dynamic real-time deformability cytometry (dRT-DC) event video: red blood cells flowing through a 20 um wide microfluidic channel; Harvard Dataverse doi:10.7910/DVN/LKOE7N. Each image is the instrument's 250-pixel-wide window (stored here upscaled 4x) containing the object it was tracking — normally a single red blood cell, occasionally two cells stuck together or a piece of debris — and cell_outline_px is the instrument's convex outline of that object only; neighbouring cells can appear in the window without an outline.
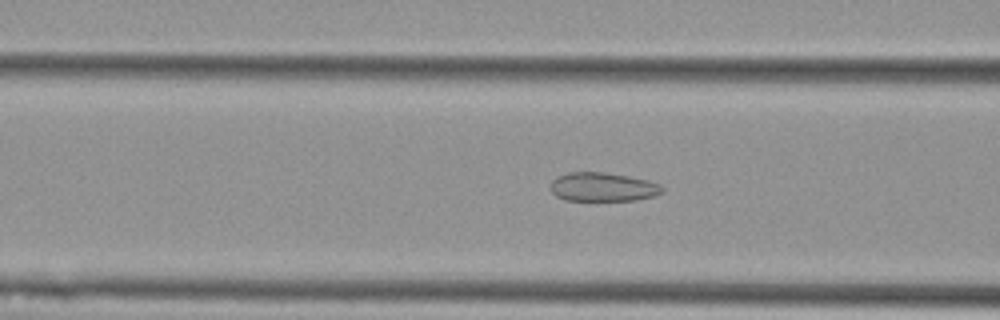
{"species": "Egyptian fruit bat (a non-hibernating species)", "species_latin": "Rousettus aegyptiacus", "temperature_condition": "cold", "stored_images_in_passage": 40, "camera_frame_rate_fps": 3000, "um_per_image_px": 0.085, "animal": {"sex": "female"}, "frame": {"image": 1, "passage_image": 7, "time_ms": 2.0, "image_size_px": [1000, 320], "cell_outline_px": [[664, 192], [656, 196], [636, 200], [564, 200], [556, 196], [552, 192], [552, 180], [556, 176], [568, 172], [604, 172], [628, 176], [648, 180], [660, 184], [664, 188]], "centroid_in_image_um": [51.27, 15.89], "position_along_channel_um": 115.3, "area_um2": 18.9}}
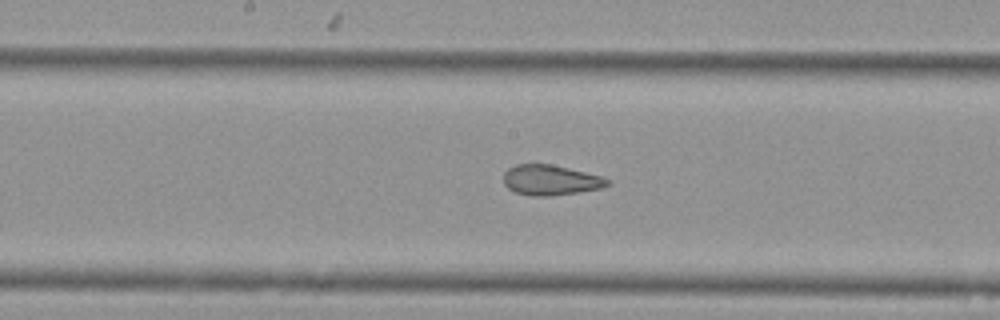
{"frame": {"image": 2, "passage_image": 14, "time_ms": 4.333, "image_size_px": [1000, 320], "cell_outline_px": [[608, 184], [600, 188], [552, 196], [532, 196], [516, 192], [508, 188], [504, 184], [504, 172], [508, 168], [516, 164], [552, 164], [600, 176], [608, 180]], "centroid_in_image_um": [46.73, 15.3], "position_along_channel_um": 201.5, "area_um2": 18.03}}
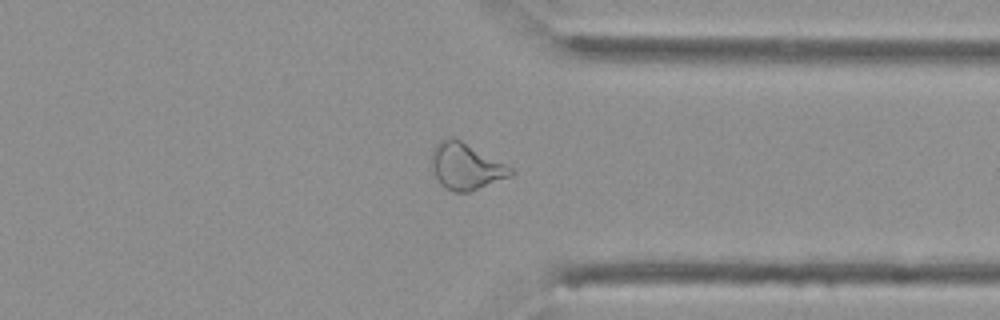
{"frame": {"image": 3, "passage_image": 28, "time_ms": 9.0, "image_size_px": [1000, 320], "cell_outline_px": [[516, 172], [512, 176], [472, 192], [452, 192], [444, 188], [432, 172], [432, 148], [440, 140], [460, 140], [512, 168]], "centroid_in_image_um": [39.61, 14.2], "position_along_channel_um": 371.8, "area_um2": 21.21}, "authors_computed_cell_mechanics": {"area_um2": 19.4497, "velocity_mm_per_s": 3.6942, "shape_relaxation_time_tau1_ms": null, "shape_relaxation_time_tau2_ms": 1.7931, "deformation_change_tau1": null, "deformation_change_tau2": 0.0787}}